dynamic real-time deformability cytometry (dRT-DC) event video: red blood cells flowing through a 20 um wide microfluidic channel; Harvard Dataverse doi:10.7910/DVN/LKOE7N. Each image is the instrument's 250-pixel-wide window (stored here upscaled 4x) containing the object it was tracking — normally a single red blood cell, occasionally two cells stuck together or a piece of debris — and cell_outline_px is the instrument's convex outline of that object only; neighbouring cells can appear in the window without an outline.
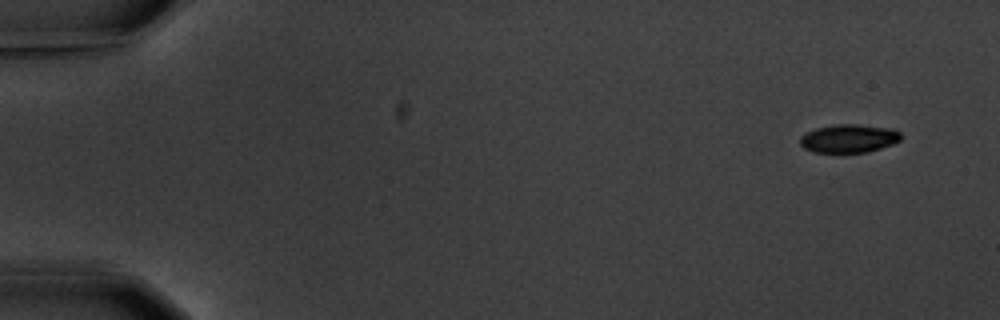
{"species": "common noctule bat (a hibernating species)", "species_latin": "Nyctalus noctula", "temperature_condition": "warm", "stored_images_in_passage": 5, "camera_frame_rate_fps": 3000, "um_per_image_px": 0.085, "animal": {"sex": "male", "body_mass_g": 20.1, "forearm_length_mm": 53.5}, "frame": {"image": 1, "passage_image": 1, "time_ms": 0.0, "image_size_px": [1000, 320], "cell_outline_px": [[900, 140], [892, 144], [868, 152], [812, 152], [804, 148], [800, 144], [800, 136], [816, 128], [832, 124], [856, 124], [892, 128], [900, 132]], "centroid_in_image_um": [72.14, 11.76], "position_along_channel_um": 12.9, "area_um2": 16.65}}
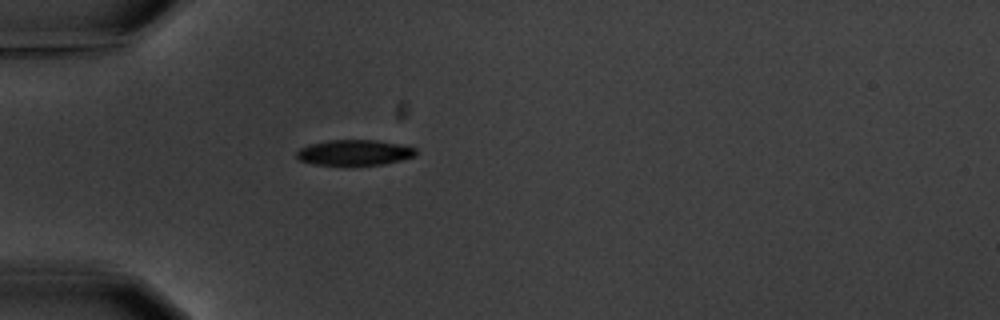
{"frame": {"image": 2, "passage_image": 5, "time_ms": 4.667, "image_size_px": [1000, 320], "cell_outline_px": [[416, 156], [384, 164], [344, 168], [312, 164], [300, 160], [296, 156], [296, 152], [300, 148], [308, 144], [328, 140], [376, 140], [400, 144], [416, 148]], "centroid_in_image_um": [30.08, 13.01], "position_along_channel_um": 54.9, "area_um2": 18.61}}